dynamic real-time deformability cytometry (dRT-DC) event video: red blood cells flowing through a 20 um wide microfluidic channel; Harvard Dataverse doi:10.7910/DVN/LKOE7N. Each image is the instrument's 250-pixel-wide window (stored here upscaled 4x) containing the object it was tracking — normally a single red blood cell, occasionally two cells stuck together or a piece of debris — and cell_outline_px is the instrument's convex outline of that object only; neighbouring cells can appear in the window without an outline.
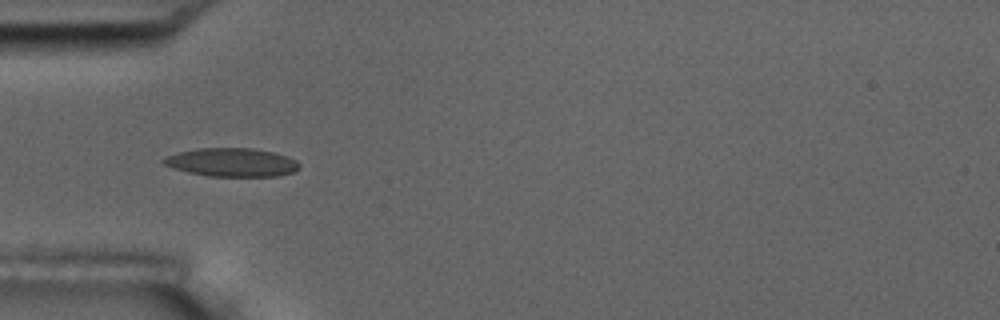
{"species": "common noctule bat (a hibernating species)", "species_latin": "Nyctalus noctula", "temperature_condition": "room temperature", "stored_images_in_passage": 10, "camera_frame_rate_fps": 3000, "um_per_image_px": 0.085, "animal": {"sex": "male", "body_mass_g": 17.5, "forearm_length_mm": 52.3}, "frame": {"image": 1, "passage_image": 4, "time_ms": 3.333, "image_size_px": [1000, 320], "cell_outline_px": [[300, 168], [292, 172], [280, 176], [208, 176], [188, 172], [164, 164], [160, 160], [176, 152], [196, 148], [252, 148], [272, 152], [288, 156], [296, 160], [300, 164]], "centroid_in_image_um": [19.72, 13.79], "position_along_channel_um": 65.3, "area_um2": 22.54}}
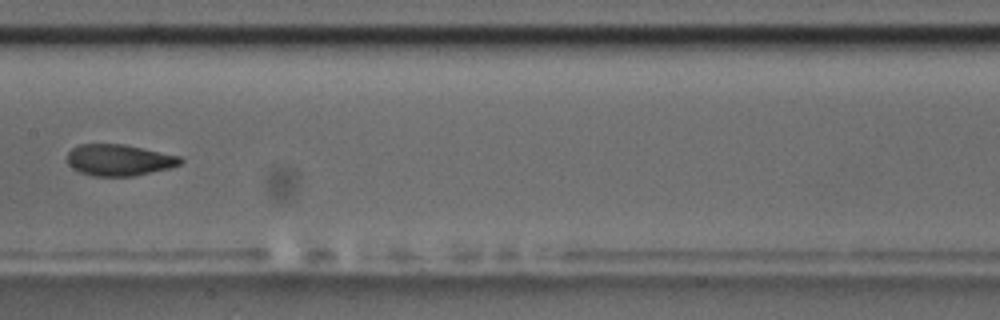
{"frame": {"image": 2, "passage_image": 7, "time_ms": 7.0, "image_size_px": [1000, 320], "cell_outline_px": [[184, 160], [180, 164], [168, 168], [132, 176], [92, 176], [80, 172], [72, 168], [64, 160], [68, 152], [72, 148], [80, 144], [124, 144], [180, 156]], "centroid_in_image_um": [10.06, 13.6], "position_along_channel_um": 197.3, "area_um2": 20.75}}